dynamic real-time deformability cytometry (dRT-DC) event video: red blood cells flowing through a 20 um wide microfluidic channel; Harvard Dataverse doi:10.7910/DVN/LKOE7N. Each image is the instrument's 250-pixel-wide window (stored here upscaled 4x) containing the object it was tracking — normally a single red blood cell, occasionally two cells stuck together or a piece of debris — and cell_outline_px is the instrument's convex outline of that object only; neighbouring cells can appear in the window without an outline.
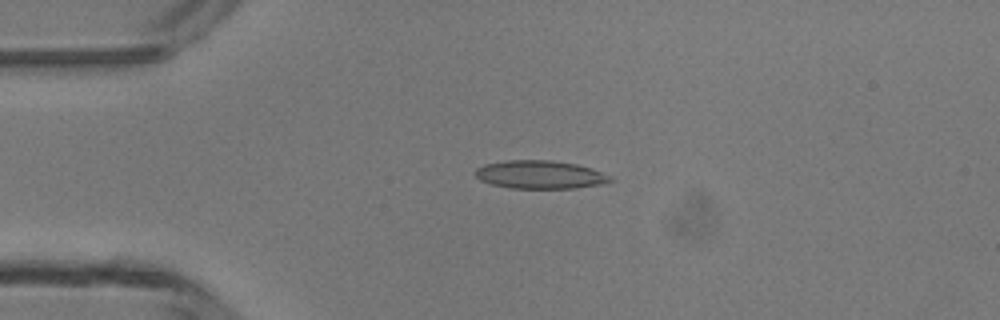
{"species": "common noctule bat (a hibernating species)", "species_latin": "Nyctalus noctula", "temperature_condition": "room temperature", "stored_images_in_passage": 4, "camera_frame_rate_fps": 3000, "um_per_image_px": 0.085, "animal": {"sex": "male", "body_mass_g": 13.3}, "frame": {"image": 1, "passage_image": 3, "time_ms": 3.333, "image_size_px": [1000, 320], "cell_outline_px": [[616, 180], [600, 184], [576, 188], [508, 188], [492, 184], [480, 180], [472, 172], [476, 168], [484, 164], [508, 160], [552, 160], [576, 164], [592, 168], [612, 176]], "centroid_in_image_um": [45.91, 14.84], "position_along_channel_um": 39.1, "area_um2": 22.37}}